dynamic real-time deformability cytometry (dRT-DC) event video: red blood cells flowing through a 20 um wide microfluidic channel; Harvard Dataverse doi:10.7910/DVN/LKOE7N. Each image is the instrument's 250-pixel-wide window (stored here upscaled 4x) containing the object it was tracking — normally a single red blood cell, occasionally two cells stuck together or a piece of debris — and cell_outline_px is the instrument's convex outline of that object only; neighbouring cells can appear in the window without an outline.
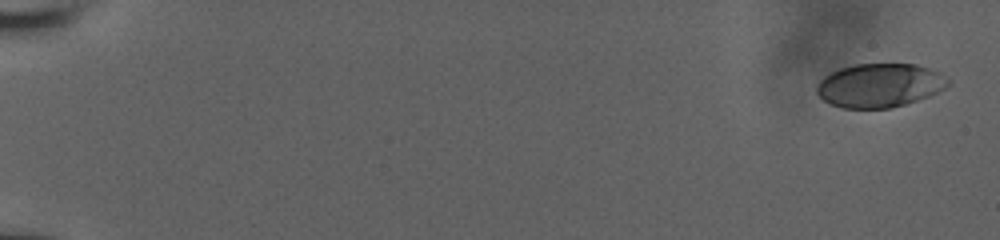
{"species": "human", "species_latin": "Homo sapiens", "temperature_condition": "room temperature", "stored_images_in_passage": 12, "camera_frame_rate_fps": 3000, "um_per_image_px": 0.085, "donor": {"sex": "male"}, "frame": {"image": 1, "passage_image": 1, "time_ms": 0.0, "image_size_px": [1000, 240], "cell_outline_px": [[948, 84], [944, 88], [928, 96], [892, 108], [840, 108], [824, 100], [816, 92], [816, 84], [824, 76], [840, 68], [852, 64], [916, 64], [940, 72], [948, 80]], "centroid_in_image_um": [74.73, 7.25], "position_along_channel_um": 10.3, "area_um2": 33.35}}